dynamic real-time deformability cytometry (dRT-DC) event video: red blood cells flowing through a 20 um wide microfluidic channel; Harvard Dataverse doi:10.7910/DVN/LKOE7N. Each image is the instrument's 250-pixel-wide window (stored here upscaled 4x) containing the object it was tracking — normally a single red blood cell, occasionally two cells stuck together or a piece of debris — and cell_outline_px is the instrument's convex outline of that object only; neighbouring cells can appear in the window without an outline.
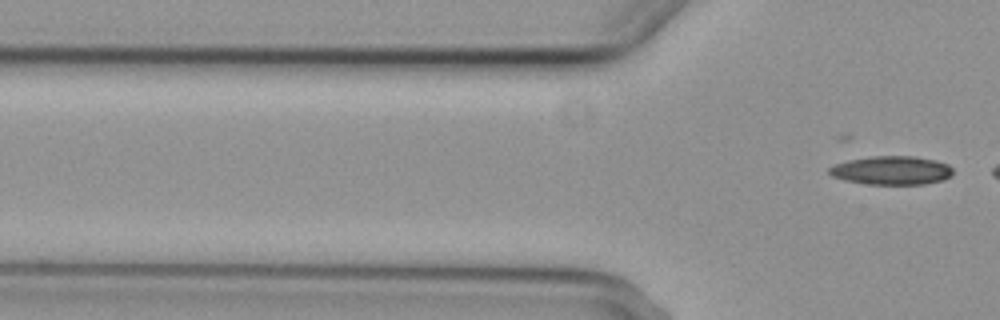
{"species": "common noctule bat (a hibernating species)", "species_latin": "Nyctalus noctula", "temperature_condition": "cold", "stored_images_in_passage": 7, "segment_of_instrument_passage": [2, 2], "camera_frame_rate_fps": 3000, "um_per_image_px": 0.085, "animal": {"sex": "female", "body_mass_g": 29.2, "forearm_length_mm": 56.3}, "frame": {"image": 1, "passage_image": 7, "time_ms": 8.0, "image_size_px": [1000, 320], "cell_outline_px": [[952, 176], [944, 180], [924, 184], [868, 184], [844, 180], [832, 176], [828, 172], [828, 168], [836, 164], [848, 160], [872, 156], [912, 156], [936, 160], [948, 164], [952, 168]], "centroid_in_image_um": [75.8, 14.48], "position_along_channel_um": 50.0, "area_um2": 20.69}}